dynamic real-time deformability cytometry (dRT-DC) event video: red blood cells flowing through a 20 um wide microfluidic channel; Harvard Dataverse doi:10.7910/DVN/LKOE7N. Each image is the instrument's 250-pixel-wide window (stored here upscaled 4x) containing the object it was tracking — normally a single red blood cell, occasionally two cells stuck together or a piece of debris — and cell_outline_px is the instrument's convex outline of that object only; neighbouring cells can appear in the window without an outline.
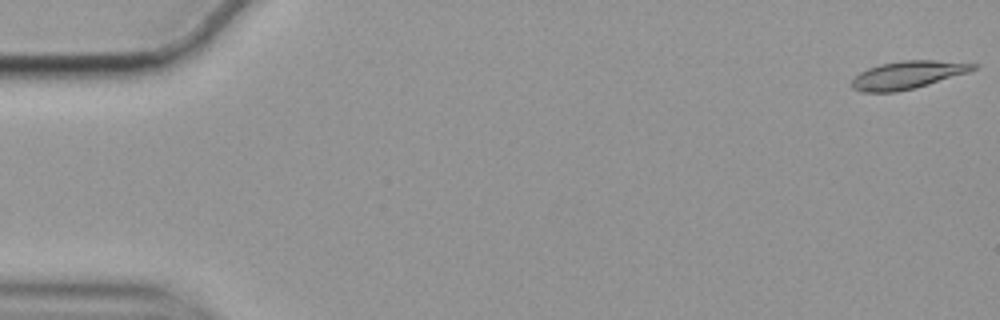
{"species": "common noctule bat (a hibernating species)", "species_latin": "Nyctalus noctula", "temperature_condition": "cold", "stored_images_in_passage": 57, "camera_frame_rate_fps": 3000, "um_per_image_px": 0.085, "animal": {"sex": "female", "body_mass_g": 19.9}, "frame": {"image": 1, "passage_image": 1, "time_ms": 0.0, "image_size_px": [1000, 320], "cell_outline_px": [[980, 64], [976, 68], [968, 72], [928, 84], [896, 92], [860, 92], [852, 88], [852, 80], [860, 72], [868, 68], [880, 64], [904, 60], [936, 60]], "centroid_in_image_um": [77.13, 6.36], "position_along_channel_um": 7.9, "area_um2": 19.48}}
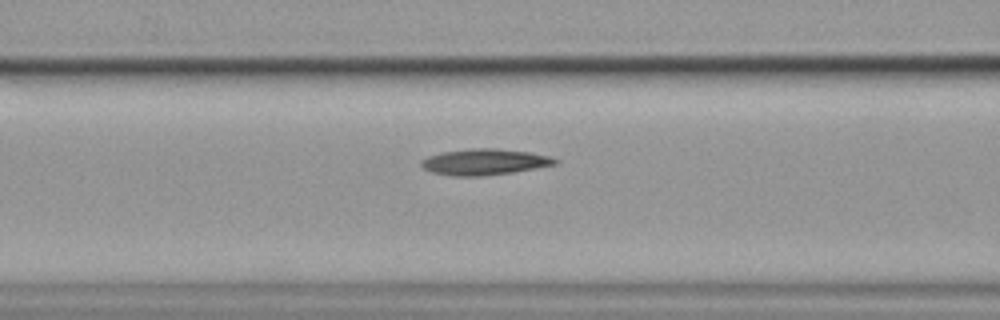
{"frame": {"image": 2, "passage_image": 23, "time_ms": 7.333, "image_size_px": [1000, 320], "cell_outline_px": [[560, 160], [556, 164], [536, 168], [512, 172], [480, 176], [452, 176], [432, 172], [424, 168], [420, 164], [420, 160], [428, 156], [440, 152], [472, 148], [496, 148], [528, 152], [552, 156]], "centroid_in_image_um": [41.18, 13.75], "position_along_channel_um": 125.4, "area_um2": 20.4}}
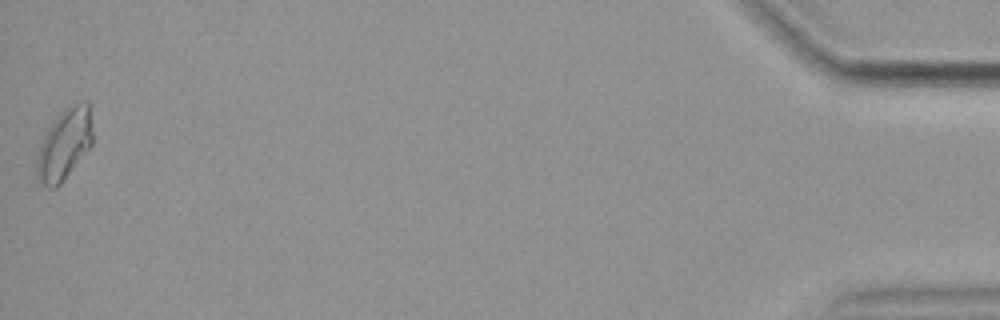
{"frame": {"image": 3, "passage_image": 57, "time_ms": 18.667, "image_size_px": [1000, 320], "cell_outline_px": [[92, 144], [60, 184], [56, 188], [48, 188], [36, 176], [36, 160], [40, 140], [56, 116], [64, 108], [84, 100], [88, 100], [92, 132]], "centroid_in_image_um": [5.45, 12.25], "position_along_channel_um": 429.8, "area_um2": 23.06}, "authors_computed_cell_mechanics": {"area_um2": 19.4786, "velocity_mm_per_s": 3.5165, "shape_relaxation_time_tau1_ms": null, "shape_relaxation_time_tau2_ms": 5.1755, "deformation_change_tau1": null, "deformation_change_tau2": 0.1325}}